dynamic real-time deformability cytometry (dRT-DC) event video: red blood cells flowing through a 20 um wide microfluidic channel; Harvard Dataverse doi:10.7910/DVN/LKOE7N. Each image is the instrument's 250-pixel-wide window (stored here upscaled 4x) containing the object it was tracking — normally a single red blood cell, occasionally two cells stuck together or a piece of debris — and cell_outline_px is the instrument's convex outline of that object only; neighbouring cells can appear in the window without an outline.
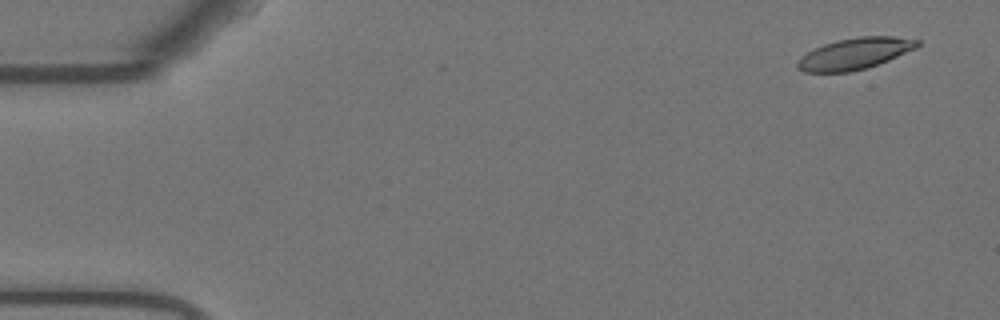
{"species": "Egyptian fruit bat (a non-hibernating species)", "species_latin": "Rousettus aegyptiacus", "temperature_condition": "warm", "stored_images_in_passage": 9, "camera_frame_rate_fps": 3000, "um_per_image_px": 0.085, "animal": {"sex": "female"}, "frame": {"image": 1, "passage_image": 3, "time_ms": 0.667, "image_size_px": [1000, 320], "cell_outline_px": [[920, 44], [916, 48], [888, 60], [864, 68], [848, 72], [804, 72], [796, 68], [796, 64], [800, 56], [824, 44], [836, 40], [856, 36], [892, 36], [920, 40]], "centroid_in_image_um": [72.63, 4.55], "position_along_channel_um": 12.4, "area_um2": 21.79}}